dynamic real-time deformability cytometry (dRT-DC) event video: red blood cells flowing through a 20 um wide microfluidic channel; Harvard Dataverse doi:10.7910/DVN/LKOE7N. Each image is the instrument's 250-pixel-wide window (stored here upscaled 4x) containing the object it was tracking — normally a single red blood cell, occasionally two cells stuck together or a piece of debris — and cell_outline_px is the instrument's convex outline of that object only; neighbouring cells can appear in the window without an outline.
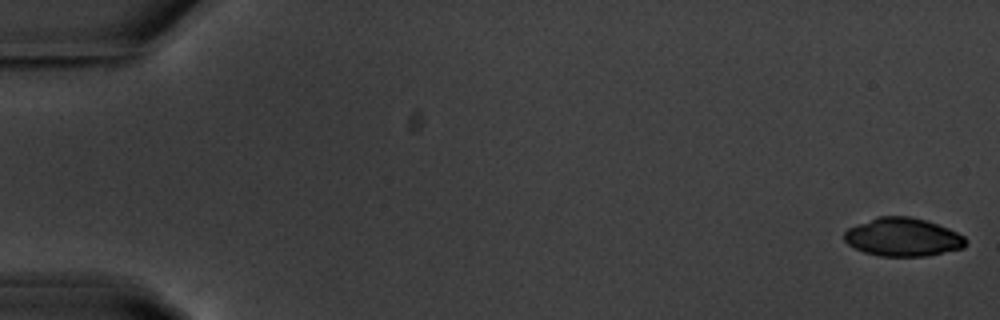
{"species": "common noctule bat (a hibernating species)", "species_latin": "Nyctalus noctula", "temperature_condition": "warm", "stored_images_in_passage": 55, "camera_frame_rate_fps": 3000, "um_per_image_px": 0.085, "animal": {"sex": "male", "body_mass_g": 20.1, "forearm_length_mm": 53.5}, "frame": {"image": 1, "passage_image": 1, "time_ms": 0.0, "image_size_px": [1000, 320], "cell_outline_px": [[968, 240], [964, 248], [924, 256], [880, 256], [864, 252], [848, 244], [844, 240], [844, 232], [848, 228], [876, 216], [908, 216], [924, 220], [948, 228], [964, 236]], "centroid_in_image_um": [76.73, 20.15], "position_along_channel_um": 8.3, "area_um2": 27.05}}
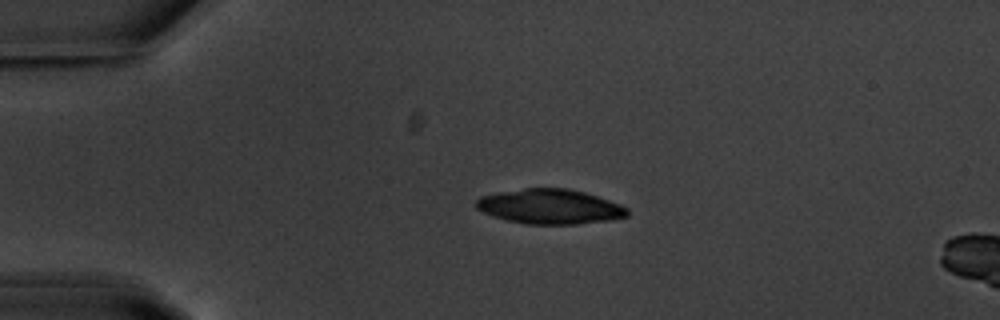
{"frame": {"image": 2, "passage_image": 13, "time_ms": 4.0, "image_size_px": [1000, 320], "cell_outline_px": [[628, 216], [608, 220], [576, 224], [528, 224], [508, 220], [492, 216], [476, 208], [476, 200], [480, 196], [496, 192], [524, 188], [568, 188], [584, 192], [620, 204], [628, 208]], "centroid_in_image_um": [46.72, 17.55], "position_along_channel_um": 38.3, "area_um2": 30.58}}